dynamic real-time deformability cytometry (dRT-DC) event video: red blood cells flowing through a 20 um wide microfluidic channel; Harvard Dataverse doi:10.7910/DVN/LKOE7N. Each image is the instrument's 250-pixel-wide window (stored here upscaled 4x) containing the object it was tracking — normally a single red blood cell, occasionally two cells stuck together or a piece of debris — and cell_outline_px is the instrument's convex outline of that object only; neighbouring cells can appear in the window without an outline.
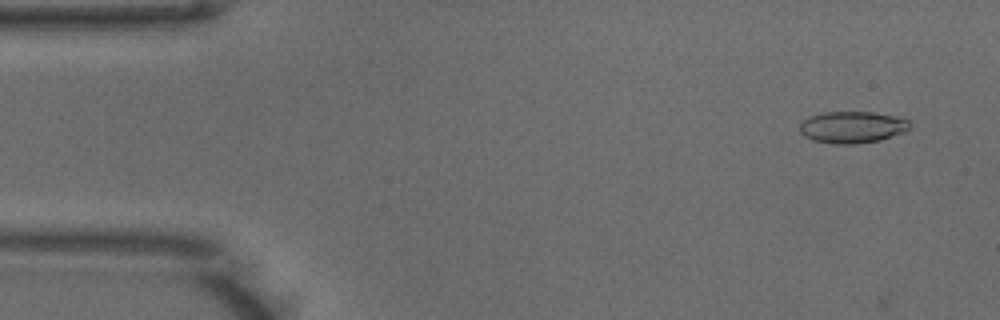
{"species": "common noctule bat (a hibernating species)", "species_latin": "Nyctalus noctula", "temperature_condition": "warm", "stored_images_in_passage": 4, "camera_frame_rate_fps": 3000, "um_per_image_px": 0.085, "animal": {"sex": "male", "body_mass_g": 18.8}, "frame": {"image": 1, "passage_image": 3, "time_ms": 0.667, "image_size_px": [1000, 320], "cell_outline_px": [[912, 128], [904, 132], [880, 140], [856, 144], [832, 144], [812, 140], [804, 136], [800, 132], [800, 124], [808, 116], [824, 112], [872, 112], [896, 116], [908, 120], [912, 124]], "centroid_in_image_um": [72.45, 10.81], "position_along_channel_um": 12.5, "area_um2": 20.58}}